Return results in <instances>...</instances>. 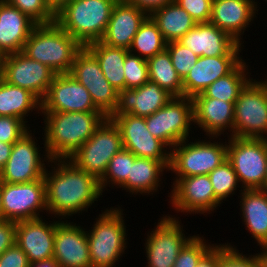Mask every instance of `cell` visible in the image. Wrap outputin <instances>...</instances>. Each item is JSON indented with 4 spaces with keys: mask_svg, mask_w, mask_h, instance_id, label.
I'll return each instance as SVG.
<instances>
[{
    "mask_svg": "<svg viewBox=\"0 0 267 267\" xmlns=\"http://www.w3.org/2000/svg\"><path fill=\"white\" fill-rule=\"evenodd\" d=\"M50 162L47 164H51L52 169L46 168L44 174L49 214L65 219L84 210L87 212L97 199L102 198L104 191L96 177L80 170L69 159H51Z\"/></svg>",
    "mask_w": 267,
    "mask_h": 267,
    "instance_id": "cell-1",
    "label": "cell"
},
{
    "mask_svg": "<svg viewBox=\"0 0 267 267\" xmlns=\"http://www.w3.org/2000/svg\"><path fill=\"white\" fill-rule=\"evenodd\" d=\"M44 149L51 159H68L107 118L102 112H41Z\"/></svg>",
    "mask_w": 267,
    "mask_h": 267,
    "instance_id": "cell-2",
    "label": "cell"
},
{
    "mask_svg": "<svg viewBox=\"0 0 267 267\" xmlns=\"http://www.w3.org/2000/svg\"><path fill=\"white\" fill-rule=\"evenodd\" d=\"M82 46L55 21L37 24L26 40L23 53L47 65L56 74L70 73L77 52Z\"/></svg>",
    "mask_w": 267,
    "mask_h": 267,
    "instance_id": "cell-3",
    "label": "cell"
},
{
    "mask_svg": "<svg viewBox=\"0 0 267 267\" xmlns=\"http://www.w3.org/2000/svg\"><path fill=\"white\" fill-rule=\"evenodd\" d=\"M117 0H73L55 14V22L82 47L100 41Z\"/></svg>",
    "mask_w": 267,
    "mask_h": 267,
    "instance_id": "cell-4",
    "label": "cell"
},
{
    "mask_svg": "<svg viewBox=\"0 0 267 267\" xmlns=\"http://www.w3.org/2000/svg\"><path fill=\"white\" fill-rule=\"evenodd\" d=\"M123 209L111 207L95 218L91 231H86L91 267H113L124 254L127 233Z\"/></svg>",
    "mask_w": 267,
    "mask_h": 267,
    "instance_id": "cell-5",
    "label": "cell"
},
{
    "mask_svg": "<svg viewBox=\"0 0 267 267\" xmlns=\"http://www.w3.org/2000/svg\"><path fill=\"white\" fill-rule=\"evenodd\" d=\"M123 149L121 132L107 117L93 135L68 159L80 170L96 177L105 175L111 158Z\"/></svg>",
    "mask_w": 267,
    "mask_h": 267,
    "instance_id": "cell-6",
    "label": "cell"
},
{
    "mask_svg": "<svg viewBox=\"0 0 267 267\" xmlns=\"http://www.w3.org/2000/svg\"><path fill=\"white\" fill-rule=\"evenodd\" d=\"M189 139L175 145L170 151L169 171L176 174L174 179L195 175H208L227 160V142L213 143L209 140ZM187 141V142H186ZM198 141V142H197Z\"/></svg>",
    "mask_w": 267,
    "mask_h": 267,
    "instance_id": "cell-7",
    "label": "cell"
},
{
    "mask_svg": "<svg viewBox=\"0 0 267 267\" xmlns=\"http://www.w3.org/2000/svg\"><path fill=\"white\" fill-rule=\"evenodd\" d=\"M227 160L237 175L243 190H265L267 139L228 136Z\"/></svg>",
    "mask_w": 267,
    "mask_h": 267,
    "instance_id": "cell-8",
    "label": "cell"
},
{
    "mask_svg": "<svg viewBox=\"0 0 267 267\" xmlns=\"http://www.w3.org/2000/svg\"><path fill=\"white\" fill-rule=\"evenodd\" d=\"M255 80L234 103L233 137L267 139V86Z\"/></svg>",
    "mask_w": 267,
    "mask_h": 267,
    "instance_id": "cell-9",
    "label": "cell"
},
{
    "mask_svg": "<svg viewBox=\"0 0 267 267\" xmlns=\"http://www.w3.org/2000/svg\"><path fill=\"white\" fill-rule=\"evenodd\" d=\"M148 131L171 150L188 139L194 123L193 99L173 97L164 107L145 117Z\"/></svg>",
    "mask_w": 267,
    "mask_h": 267,
    "instance_id": "cell-10",
    "label": "cell"
},
{
    "mask_svg": "<svg viewBox=\"0 0 267 267\" xmlns=\"http://www.w3.org/2000/svg\"><path fill=\"white\" fill-rule=\"evenodd\" d=\"M43 210L47 211L44 177L26 183L1 182V219H37Z\"/></svg>",
    "mask_w": 267,
    "mask_h": 267,
    "instance_id": "cell-11",
    "label": "cell"
},
{
    "mask_svg": "<svg viewBox=\"0 0 267 267\" xmlns=\"http://www.w3.org/2000/svg\"><path fill=\"white\" fill-rule=\"evenodd\" d=\"M69 74L85 86L95 106L106 117L114 113L118 104V91L105 78L99 61L87 47L77 52Z\"/></svg>",
    "mask_w": 267,
    "mask_h": 267,
    "instance_id": "cell-12",
    "label": "cell"
},
{
    "mask_svg": "<svg viewBox=\"0 0 267 267\" xmlns=\"http://www.w3.org/2000/svg\"><path fill=\"white\" fill-rule=\"evenodd\" d=\"M29 130L19 140L13 143L10 157L5 167L0 171V181L5 183H26L44 177L46 163L50 156L40 153L39 145L35 142ZM44 157V160L42 159ZM44 161L46 163H44Z\"/></svg>",
    "mask_w": 267,
    "mask_h": 267,
    "instance_id": "cell-13",
    "label": "cell"
},
{
    "mask_svg": "<svg viewBox=\"0 0 267 267\" xmlns=\"http://www.w3.org/2000/svg\"><path fill=\"white\" fill-rule=\"evenodd\" d=\"M56 73L47 65L30 59L23 52L1 57L0 77L7 83L24 88L43 100Z\"/></svg>",
    "mask_w": 267,
    "mask_h": 267,
    "instance_id": "cell-14",
    "label": "cell"
},
{
    "mask_svg": "<svg viewBox=\"0 0 267 267\" xmlns=\"http://www.w3.org/2000/svg\"><path fill=\"white\" fill-rule=\"evenodd\" d=\"M160 221V222H159ZM179 219L163 215L146 238L148 267H173L180 250L193 236H185Z\"/></svg>",
    "mask_w": 267,
    "mask_h": 267,
    "instance_id": "cell-15",
    "label": "cell"
},
{
    "mask_svg": "<svg viewBox=\"0 0 267 267\" xmlns=\"http://www.w3.org/2000/svg\"><path fill=\"white\" fill-rule=\"evenodd\" d=\"M170 203L175 211L209 214L222 204L214 195L209 175H195L173 179Z\"/></svg>",
    "mask_w": 267,
    "mask_h": 267,
    "instance_id": "cell-16",
    "label": "cell"
},
{
    "mask_svg": "<svg viewBox=\"0 0 267 267\" xmlns=\"http://www.w3.org/2000/svg\"><path fill=\"white\" fill-rule=\"evenodd\" d=\"M41 112H101L88 90L69 73L56 74L41 101Z\"/></svg>",
    "mask_w": 267,
    "mask_h": 267,
    "instance_id": "cell-17",
    "label": "cell"
},
{
    "mask_svg": "<svg viewBox=\"0 0 267 267\" xmlns=\"http://www.w3.org/2000/svg\"><path fill=\"white\" fill-rule=\"evenodd\" d=\"M109 118L121 132L124 149L132 152L136 157L170 161L171 151L148 131L145 117L123 114L111 115Z\"/></svg>",
    "mask_w": 267,
    "mask_h": 267,
    "instance_id": "cell-18",
    "label": "cell"
},
{
    "mask_svg": "<svg viewBox=\"0 0 267 267\" xmlns=\"http://www.w3.org/2000/svg\"><path fill=\"white\" fill-rule=\"evenodd\" d=\"M178 42L199 57L240 56L241 48L244 47L230 34L220 30L211 22L197 23Z\"/></svg>",
    "mask_w": 267,
    "mask_h": 267,
    "instance_id": "cell-19",
    "label": "cell"
},
{
    "mask_svg": "<svg viewBox=\"0 0 267 267\" xmlns=\"http://www.w3.org/2000/svg\"><path fill=\"white\" fill-rule=\"evenodd\" d=\"M64 221H56L53 258L59 267H91L85 228Z\"/></svg>",
    "mask_w": 267,
    "mask_h": 267,
    "instance_id": "cell-20",
    "label": "cell"
},
{
    "mask_svg": "<svg viewBox=\"0 0 267 267\" xmlns=\"http://www.w3.org/2000/svg\"><path fill=\"white\" fill-rule=\"evenodd\" d=\"M50 222L48 224L41 217L16 222L15 242L30 264L53 258L56 220Z\"/></svg>",
    "mask_w": 267,
    "mask_h": 267,
    "instance_id": "cell-21",
    "label": "cell"
},
{
    "mask_svg": "<svg viewBox=\"0 0 267 267\" xmlns=\"http://www.w3.org/2000/svg\"><path fill=\"white\" fill-rule=\"evenodd\" d=\"M194 124L202 129L209 138H218L230 131L233 137L234 103L220 99L204 97L201 93L193 98ZM232 132V133H231Z\"/></svg>",
    "mask_w": 267,
    "mask_h": 267,
    "instance_id": "cell-22",
    "label": "cell"
},
{
    "mask_svg": "<svg viewBox=\"0 0 267 267\" xmlns=\"http://www.w3.org/2000/svg\"><path fill=\"white\" fill-rule=\"evenodd\" d=\"M257 6L255 0H213L210 22L243 44L241 36L254 21Z\"/></svg>",
    "mask_w": 267,
    "mask_h": 267,
    "instance_id": "cell-23",
    "label": "cell"
},
{
    "mask_svg": "<svg viewBox=\"0 0 267 267\" xmlns=\"http://www.w3.org/2000/svg\"><path fill=\"white\" fill-rule=\"evenodd\" d=\"M172 98L170 93L149 80L141 87L119 91L117 108L112 115L148 117L164 107Z\"/></svg>",
    "mask_w": 267,
    "mask_h": 267,
    "instance_id": "cell-24",
    "label": "cell"
},
{
    "mask_svg": "<svg viewBox=\"0 0 267 267\" xmlns=\"http://www.w3.org/2000/svg\"><path fill=\"white\" fill-rule=\"evenodd\" d=\"M148 17L127 0H117L101 42L113 47L128 49L141 24Z\"/></svg>",
    "mask_w": 267,
    "mask_h": 267,
    "instance_id": "cell-25",
    "label": "cell"
},
{
    "mask_svg": "<svg viewBox=\"0 0 267 267\" xmlns=\"http://www.w3.org/2000/svg\"><path fill=\"white\" fill-rule=\"evenodd\" d=\"M36 25L18 8L0 0V57L22 52Z\"/></svg>",
    "mask_w": 267,
    "mask_h": 267,
    "instance_id": "cell-26",
    "label": "cell"
},
{
    "mask_svg": "<svg viewBox=\"0 0 267 267\" xmlns=\"http://www.w3.org/2000/svg\"><path fill=\"white\" fill-rule=\"evenodd\" d=\"M240 56H200L183 79V97L193 98L214 81L229 74L241 61Z\"/></svg>",
    "mask_w": 267,
    "mask_h": 267,
    "instance_id": "cell-27",
    "label": "cell"
},
{
    "mask_svg": "<svg viewBox=\"0 0 267 267\" xmlns=\"http://www.w3.org/2000/svg\"><path fill=\"white\" fill-rule=\"evenodd\" d=\"M240 211L246 230L258 245L267 244V191L263 189L239 190Z\"/></svg>",
    "mask_w": 267,
    "mask_h": 267,
    "instance_id": "cell-28",
    "label": "cell"
},
{
    "mask_svg": "<svg viewBox=\"0 0 267 267\" xmlns=\"http://www.w3.org/2000/svg\"><path fill=\"white\" fill-rule=\"evenodd\" d=\"M170 161H158L150 158L136 157L126 182L120 187L132 195H149L157 192L160 186V177L163 172L169 171Z\"/></svg>",
    "mask_w": 267,
    "mask_h": 267,
    "instance_id": "cell-29",
    "label": "cell"
},
{
    "mask_svg": "<svg viewBox=\"0 0 267 267\" xmlns=\"http://www.w3.org/2000/svg\"><path fill=\"white\" fill-rule=\"evenodd\" d=\"M33 110L41 113V101L29 90L11 85L0 77V116H13L27 123L25 118Z\"/></svg>",
    "mask_w": 267,
    "mask_h": 267,
    "instance_id": "cell-30",
    "label": "cell"
},
{
    "mask_svg": "<svg viewBox=\"0 0 267 267\" xmlns=\"http://www.w3.org/2000/svg\"><path fill=\"white\" fill-rule=\"evenodd\" d=\"M167 43L178 41L197 23L175 2L166 4L150 15Z\"/></svg>",
    "mask_w": 267,
    "mask_h": 267,
    "instance_id": "cell-31",
    "label": "cell"
},
{
    "mask_svg": "<svg viewBox=\"0 0 267 267\" xmlns=\"http://www.w3.org/2000/svg\"><path fill=\"white\" fill-rule=\"evenodd\" d=\"M97 58L109 83L119 92L125 89L124 61L128 49L113 47L101 41L86 46Z\"/></svg>",
    "mask_w": 267,
    "mask_h": 267,
    "instance_id": "cell-32",
    "label": "cell"
},
{
    "mask_svg": "<svg viewBox=\"0 0 267 267\" xmlns=\"http://www.w3.org/2000/svg\"><path fill=\"white\" fill-rule=\"evenodd\" d=\"M247 63L242 60L229 74L220 77L202 91L208 98L220 99L226 102H235L240 92L253 79H250ZM247 70V71H246ZM249 76V77H248ZM249 78V79H248Z\"/></svg>",
    "mask_w": 267,
    "mask_h": 267,
    "instance_id": "cell-33",
    "label": "cell"
},
{
    "mask_svg": "<svg viewBox=\"0 0 267 267\" xmlns=\"http://www.w3.org/2000/svg\"><path fill=\"white\" fill-rule=\"evenodd\" d=\"M149 80L173 97H183V80L175 70L167 50L147 59Z\"/></svg>",
    "mask_w": 267,
    "mask_h": 267,
    "instance_id": "cell-34",
    "label": "cell"
},
{
    "mask_svg": "<svg viewBox=\"0 0 267 267\" xmlns=\"http://www.w3.org/2000/svg\"><path fill=\"white\" fill-rule=\"evenodd\" d=\"M167 42L156 23L148 16L135 34L129 52L149 59L166 50Z\"/></svg>",
    "mask_w": 267,
    "mask_h": 267,
    "instance_id": "cell-35",
    "label": "cell"
},
{
    "mask_svg": "<svg viewBox=\"0 0 267 267\" xmlns=\"http://www.w3.org/2000/svg\"><path fill=\"white\" fill-rule=\"evenodd\" d=\"M136 156L126 150L122 149L116 153L110 160L107 171L103 178L100 180V187L102 191H105V188L112 187L116 185L117 188H120L127 180L131 170V164H133ZM114 184V185H113Z\"/></svg>",
    "mask_w": 267,
    "mask_h": 267,
    "instance_id": "cell-36",
    "label": "cell"
},
{
    "mask_svg": "<svg viewBox=\"0 0 267 267\" xmlns=\"http://www.w3.org/2000/svg\"><path fill=\"white\" fill-rule=\"evenodd\" d=\"M215 197L222 203L240 187L232 164L225 160L209 174Z\"/></svg>",
    "mask_w": 267,
    "mask_h": 267,
    "instance_id": "cell-37",
    "label": "cell"
},
{
    "mask_svg": "<svg viewBox=\"0 0 267 267\" xmlns=\"http://www.w3.org/2000/svg\"><path fill=\"white\" fill-rule=\"evenodd\" d=\"M125 89L141 87L149 81L147 60L128 52L124 61Z\"/></svg>",
    "mask_w": 267,
    "mask_h": 267,
    "instance_id": "cell-38",
    "label": "cell"
},
{
    "mask_svg": "<svg viewBox=\"0 0 267 267\" xmlns=\"http://www.w3.org/2000/svg\"><path fill=\"white\" fill-rule=\"evenodd\" d=\"M214 246L206 243L199 234L193 237L180 250L173 267H196L200 259Z\"/></svg>",
    "mask_w": 267,
    "mask_h": 267,
    "instance_id": "cell-39",
    "label": "cell"
},
{
    "mask_svg": "<svg viewBox=\"0 0 267 267\" xmlns=\"http://www.w3.org/2000/svg\"><path fill=\"white\" fill-rule=\"evenodd\" d=\"M10 5L18 8L37 24H49L55 21V14L48 7L45 0H6Z\"/></svg>",
    "mask_w": 267,
    "mask_h": 267,
    "instance_id": "cell-40",
    "label": "cell"
},
{
    "mask_svg": "<svg viewBox=\"0 0 267 267\" xmlns=\"http://www.w3.org/2000/svg\"><path fill=\"white\" fill-rule=\"evenodd\" d=\"M166 50L171 56L175 70L183 80L190 69L195 65L199 56L178 41L167 43Z\"/></svg>",
    "mask_w": 267,
    "mask_h": 267,
    "instance_id": "cell-41",
    "label": "cell"
},
{
    "mask_svg": "<svg viewBox=\"0 0 267 267\" xmlns=\"http://www.w3.org/2000/svg\"><path fill=\"white\" fill-rule=\"evenodd\" d=\"M30 130L26 123L13 116H0V142L14 143Z\"/></svg>",
    "mask_w": 267,
    "mask_h": 267,
    "instance_id": "cell-42",
    "label": "cell"
},
{
    "mask_svg": "<svg viewBox=\"0 0 267 267\" xmlns=\"http://www.w3.org/2000/svg\"><path fill=\"white\" fill-rule=\"evenodd\" d=\"M213 0H175L196 23L210 22Z\"/></svg>",
    "mask_w": 267,
    "mask_h": 267,
    "instance_id": "cell-43",
    "label": "cell"
},
{
    "mask_svg": "<svg viewBox=\"0 0 267 267\" xmlns=\"http://www.w3.org/2000/svg\"><path fill=\"white\" fill-rule=\"evenodd\" d=\"M217 267H245V254L240 253L230 243L219 244V261Z\"/></svg>",
    "mask_w": 267,
    "mask_h": 267,
    "instance_id": "cell-44",
    "label": "cell"
},
{
    "mask_svg": "<svg viewBox=\"0 0 267 267\" xmlns=\"http://www.w3.org/2000/svg\"><path fill=\"white\" fill-rule=\"evenodd\" d=\"M25 252L16 242L0 255V267H29Z\"/></svg>",
    "mask_w": 267,
    "mask_h": 267,
    "instance_id": "cell-45",
    "label": "cell"
},
{
    "mask_svg": "<svg viewBox=\"0 0 267 267\" xmlns=\"http://www.w3.org/2000/svg\"><path fill=\"white\" fill-rule=\"evenodd\" d=\"M16 222L0 220V255L15 243Z\"/></svg>",
    "mask_w": 267,
    "mask_h": 267,
    "instance_id": "cell-46",
    "label": "cell"
},
{
    "mask_svg": "<svg viewBox=\"0 0 267 267\" xmlns=\"http://www.w3.org/2000/svg\"><path fill=\"white\" fill-rule=\"evenodd\" d=\"M130 4L140 9L148 16L159 8L164 7L166 4L175 2V0H127Z\"/></svg>",
    "mask_w": 267,
    "mask_h": 267,
    "instance_id": "cell-47",
    "label": "cell"
},
{
    "mask_svg": "<svg viewBox=\"0 0 267 267\" xmlns=\"http://www.w3.org/2000/svg\"><path fill=\"white\" fill-rule=\"evenodd\" d=\"M219 261V245L215 244L197 263L196 267H217Z\"/></svg>",
    "mask_w": 267,
    "mask_h": 267,
    "instance_id": "cell-48",
    "label": "cell"
},
{
    "mask_svg": "<svg viewBox=\"0 0 267 267\" xmlns=\"http://www.w3.org/2000/svg\"><path fill=\"white\" fill-rule=\"evenodd\" d=\"M13 143H3L0 142V171L5 167L11 151H12Z\"/></svg>",
    "mask_w": 267,
    "mask_h": 267,
    "instance_id": "cell-49",
    "label": "cell"
},
{
    "mask_svg": "<svg viewBox=\"0 0 267 267\" xmlns=\"http://www.w3.org/2000/svg\"><path fill=\"white\" fill-rule=\"evenodd\" d=\"M48 7L51 11L56 14L58 13L65 5L70 3L73 0H45Z\"/></svg>",
    "mask_w": 267,
    "mask_h": 267,
    "instance_id": "cell-50",
    "label": "cell"
},
{
    "mask_svg": "<svg viewBox=\"0 0 267 267\" xmlns=\"http://www.w3.org/2000/svg\"><path fill=\"white\" fill-rule=\"evenodd\" d=\"M29 267H59L54 258L31 263Z\"/></svg>",
    "mask_w": 267,
    "mask_h": 267,
    "instance_id": "cell-51",
    "label": "cell"
},
{
    "mask_svg": "<svg viewBox=\"0 0 267 267\" xmlns=\"http://www.w3.org/2000/svg\"><path fill=\"white\" fill-rule=\"evenodd\" d=\"M262 251L261 253L255 254L257 256L258 262L262 265V267H267V244L260 245Z\"/></svg>",
    "mask_w": 267,
    "mask_h": 267,
    "instance_id": "cell-52",
    "label": "cell"
},
{
    "mask_svg": "<svg viewBox=\"0 0 267 267\" xmlns=\"http://www.w3.org/2000/svg\"><path fill=\"white\" fill-rule=\"evenodd\" d=\"M245 267H262L256 255H245Z\"/></svg>",
    "mask_w": 267,
    "mask_h": 267,
    "instance_id": "cell-53",
    "label": "cell"
},
{
    "mask_svg": "<svg viewBox=\"0 0 267 267\" xmlns=\"http://www.w3.org/2000/svg\"><path fill=\"white\" fill-rule=\"evenodd\" d=\"M265 190L267 191V166H266V176H265Z\"/></svg>",
    "mask_w": 267,
    "mask_h": 267,
    "instance_id": "cell-54",
    "label": "cell"
},
{
    "mask_svg": "<svg viewBox=\"0 0 267 267\" xmlns=\"http://www.w3.org/2000/svg\"><path fill=\"white\" fill-rule=\"evenodd\" d=\"M0 220H1V181H0Z\"/></svg>",
    "mask_w": 267,
    "mask_h": 267,
    "instance_id": "cell-55",
    "label": "cell"
},
{
    "mask_svg": "<svg viewBox=\"0 0 267 267\" xmlns=\"http://www.w3.org/2000/svg\"><path fill=\"white\" fill-rule=\"evenodd\" d=\"M262 82L267 86V79H265V81L262 80Z\"/></svg>",
    "mask_w": 267,
    "mask_h": 267,
    "instance_id": "cell-56",
    "label": "cell"
}]
</instances>
